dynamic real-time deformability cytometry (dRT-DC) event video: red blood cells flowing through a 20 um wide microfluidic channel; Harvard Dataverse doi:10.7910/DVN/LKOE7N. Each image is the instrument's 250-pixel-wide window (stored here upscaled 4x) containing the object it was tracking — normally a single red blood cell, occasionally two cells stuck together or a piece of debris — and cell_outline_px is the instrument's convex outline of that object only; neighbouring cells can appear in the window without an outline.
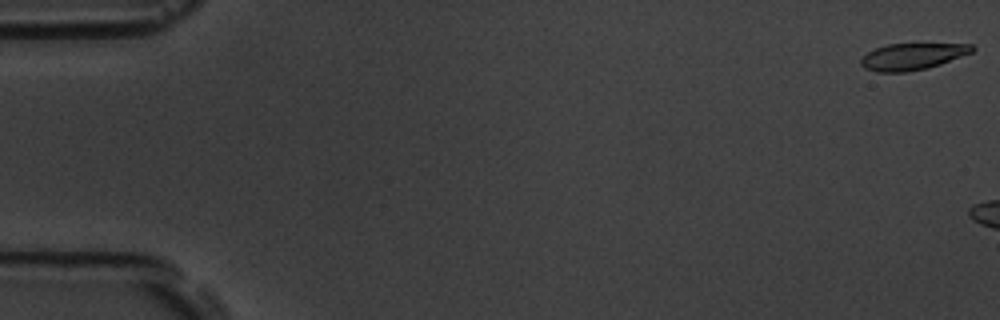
{"species": "common noctule bat (a hibernating species)", "species_latin": "Nyctalus noctula", "temperature_condition": "room temperature", "stored_images_in_passage": 6, "camera_frame_rate_fps": 3000, "um_per_image_px": 0.085, "animal": {"sex": "male", "body_mass_g": 19.5, "forearm_length_mm": 54.6}, "frame": {"image": 1, "passage_image": 1, "time_ms": 0.0, "image_size_px": [1000, 320], "cell_outline_px": [[976, 48], [972, 52], [940, 64], [928, 68], [908, 72], [876, 72], [864, 68], [860, 64], [860, 60], [868, 52], [876, 48], [888, 44], [972, 44]], "centroid_in_image_um": [77.53, 4.81], "position_along_channel_um": 7.5, "area_um2": 17.17}}